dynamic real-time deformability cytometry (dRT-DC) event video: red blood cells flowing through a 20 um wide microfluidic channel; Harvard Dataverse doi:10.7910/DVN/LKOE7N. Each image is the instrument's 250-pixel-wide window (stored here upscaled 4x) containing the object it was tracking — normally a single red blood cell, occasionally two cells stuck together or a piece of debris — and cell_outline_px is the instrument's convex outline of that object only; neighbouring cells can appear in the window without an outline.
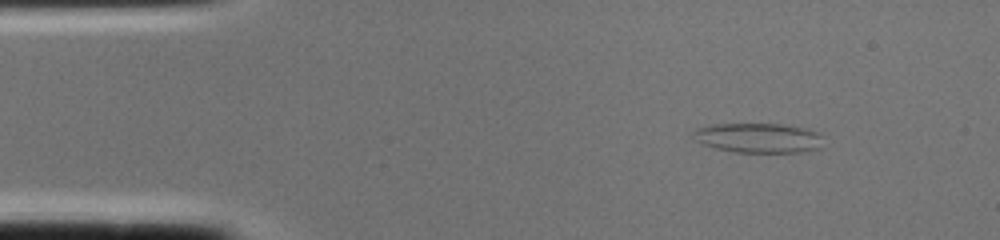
{"species": "common noctule bat (a hibernating species)", "species_latin": "Nyctalus noctula", "temperature_condition": "cold", "stored_images_in_passage": 1, "camera_frame_rate_fps": 3000, "um_per_image_px": 0.085, "animal": {"sex": "female", "body_mass_g": 22.0, "forearm_length_mm": 56.7}, "frame": {"image": 1, "passage_image": 1, "time_ms": 0.0, "image_size_px": [1000, 240], "cell_outline_px": [[820, 148], [800, 152], [732, 152], [716, 148], [704, 144], [696, 140], [692, 132], [696, 128], [712, 124], [780, 124], [808, 128], [816, 132], [820, 136]], "centroid_in_image_um": [64.43, 11.72], "position_along_channel_um": 20.6, "area_um2": 22.37}}